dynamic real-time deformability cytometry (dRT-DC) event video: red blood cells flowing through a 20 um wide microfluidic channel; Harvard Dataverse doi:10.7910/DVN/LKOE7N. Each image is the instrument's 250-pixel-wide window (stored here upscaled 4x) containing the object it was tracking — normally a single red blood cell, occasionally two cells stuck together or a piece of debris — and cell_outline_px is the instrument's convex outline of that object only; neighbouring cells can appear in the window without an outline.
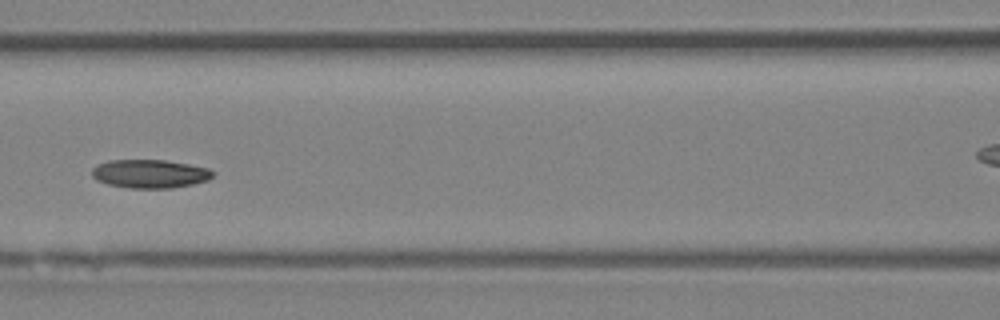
{"species": "Egyptian fruit bat (a non-hibernating species)", "species_latin": "Rousettus aegyptiacus", "temperature_condition": "room temperature", "stored_images_in_passage": 6, "camera_frame_rate_fps": 3000, "um_per_image_px": 0.085, "animal": {"sex": "female"}, "frame": {"image": 1, "passage_image": 5, "time_ms": 4.667, "image_size_px": [1000, 320], "cell_outline_px": [[216, 172], [208, 180], [192, 184], [172, 188], [128, 188], [108, 184], [96, 180], [92, 176], [92, 168], [96, 164], [108, 160], [164, 160], [188, 164], [208, 168]], "centroid_in_image_um": [12.72, 14.77], "position_along_channel_um": 153.9, "area_um2": 20.17}}